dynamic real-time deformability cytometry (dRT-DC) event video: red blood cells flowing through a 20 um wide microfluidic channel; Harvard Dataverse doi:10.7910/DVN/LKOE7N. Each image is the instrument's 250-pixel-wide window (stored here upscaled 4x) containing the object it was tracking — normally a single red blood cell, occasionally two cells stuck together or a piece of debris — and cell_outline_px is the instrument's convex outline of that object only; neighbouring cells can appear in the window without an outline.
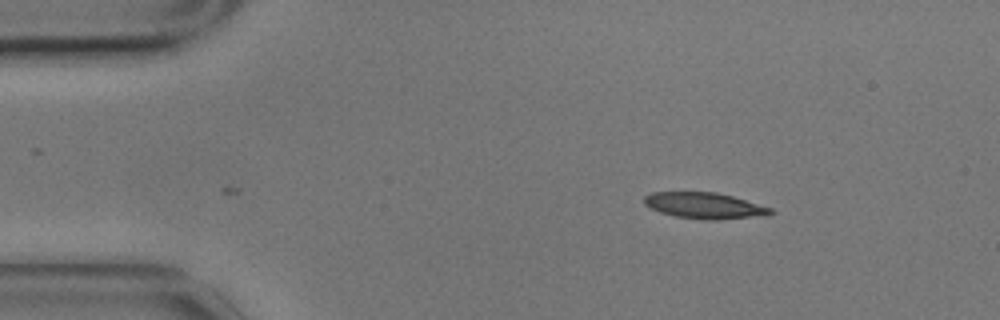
{"species": "common noctule bat (a hibernating species)", "species_latin": "Nyctalus noctula", "temperature_condition": "cold", "stored_images_in_passage": 3, "camera_frame_rate_fps": 3000, "um_per_image_px": 0.085, "animal": {"sex": "male", "body_mass_g": 17.9}, "frame": {"image": 1, "passage_image": 3, "time_ms": 0.667, "image_size_px": [1000, 320], "cell_outline_px": [[776, 212], [768, 216], [716, 220], [700, 220], [676, 216], [660, 212], [644, 204], [644, 196], [652, 192], [716, 192], [732, 196], [772, 208]], "centroid_in_image_um": [59.94, 17.49], "position_along_channel_um": 25.1, "area_um2": 19.42}}